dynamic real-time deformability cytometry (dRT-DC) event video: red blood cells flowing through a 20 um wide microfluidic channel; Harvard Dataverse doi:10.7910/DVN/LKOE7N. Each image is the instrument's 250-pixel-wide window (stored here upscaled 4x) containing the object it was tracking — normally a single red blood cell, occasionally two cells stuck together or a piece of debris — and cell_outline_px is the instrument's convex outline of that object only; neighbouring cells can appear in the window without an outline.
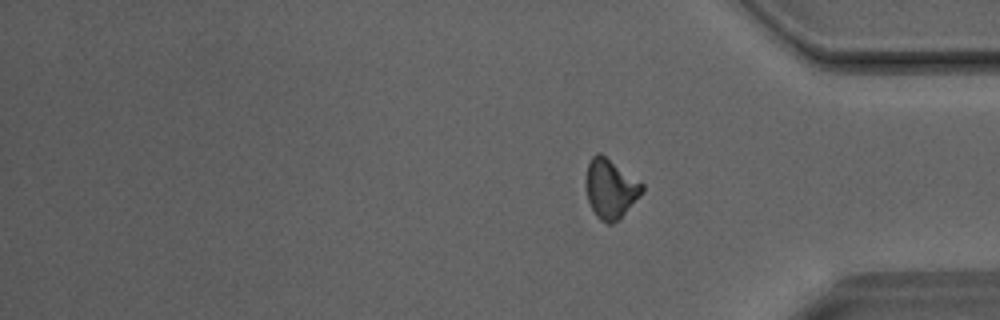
{"species": "Egyptian fruit bat (a non-hibernating species)", "species_latin": "Rousettus aegyptiacus", "temperature_condition": "room temperature", "stored_images_in_passage": 29, "segment_of_instrument_passage": [2, 2], "camera_frame_rate_fps": 3000, "um_per_image_px": 0.085, "animal": {"sex": "male"}, "frame": {"image": 1, "passage_image": 29, "time_ms": 9.333, "image_size_px": [1000, 320], "cell_outline_px": [[644, 192], [620, 220], [612, 224], [608, 224], [600, 220], [596, 216], [588, 200], [584, 184], [584, 180], [588, 164], [592, 156], [596, 152], [600, 152], [644, 184]], "centroid_in_image_um": [51.89, 16.05], "position_along_channel_um": 383.3, "area_um2": 19.88}}